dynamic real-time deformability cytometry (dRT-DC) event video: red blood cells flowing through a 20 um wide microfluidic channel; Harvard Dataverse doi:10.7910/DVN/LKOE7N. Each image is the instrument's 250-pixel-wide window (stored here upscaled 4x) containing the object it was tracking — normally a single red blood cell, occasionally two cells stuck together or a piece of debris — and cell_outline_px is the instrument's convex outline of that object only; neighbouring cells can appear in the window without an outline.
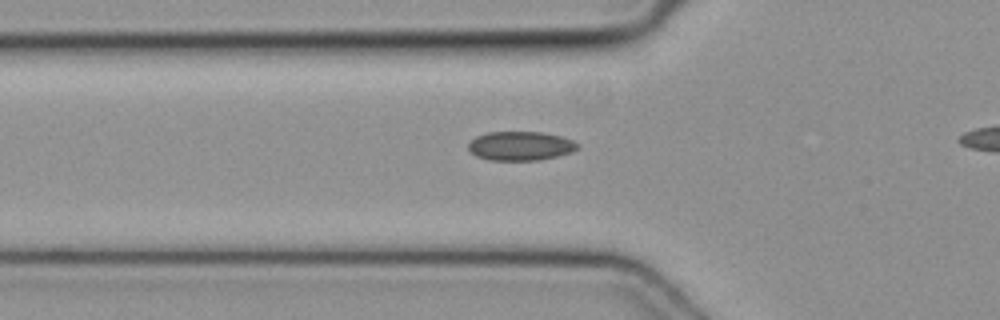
{"species": "common noctule bat (a hibernating species)", "species_latin": "Nyctalus noctula", "temperature_condition": "cold", "stored_images_in_passage": 31, "camera_frame_rate_fps": 3000, "um_per_image_px": 0.085, "animal": {"sex": "female", "body_mass_g": 19.3, "forearm_length_mm": 54.1}, "frame": {"image": 1, "passage_image": 6, "time_ms": 1.667, "image_size_px": [1000, 320], "cell_outline_px": [[580, 144], [572, 152], [540, 160], [492, 160], [476, 156], [468, 148], [468, 144], [476, 136], [488, 132], [544, 132], [560, 136], [572, 140]], "centroid_in_image_um": [44.24, 12.4], "position_along_channel_um": 81.6, "area_um2": 18.38}}
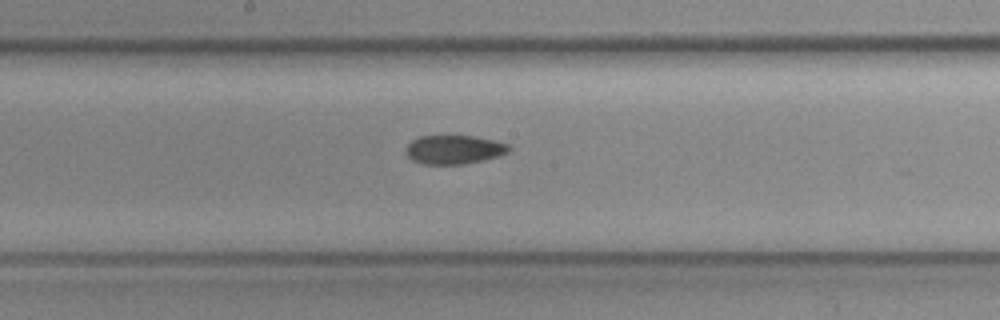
{"frame": {"image": 2, "passage_image": 15, "time_ms": 4.667, "image_size_px": [1000, 320], "cell_outline_px": [[512, 148], [508, 152], [484, 160], [464, 164], [420, 164], [412, 160], [408, 156], [408, 144], [412, 140], [420, 136], [472, 136], [492, 140], [508, 144]], "centroid_in_image_um": [38.6, 12.72], "position_along_channel_um": 209.6, "area_um2": 17.11}}
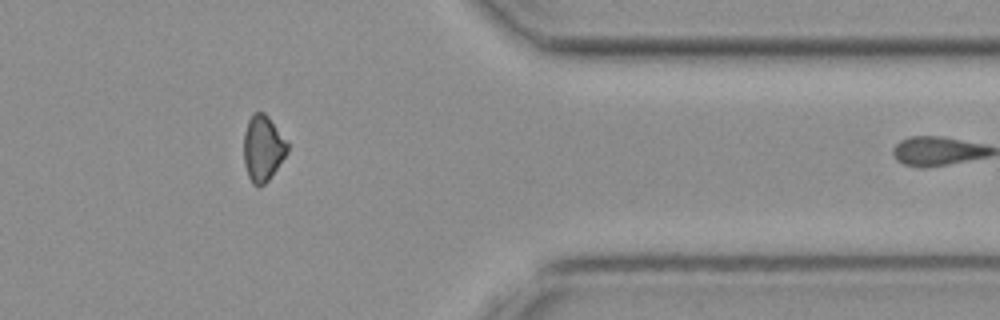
{"frame": {"image": 3, "passage_image": 29, "time_ms": 9.333, "image_size_px": [1000, 320], "cell_outline_px": [[288, 152], [268, 180], [264, 184], [252, 184], [248, 176], [244, 164], [244, 132], [248, 120], [252, 112], [264, 112], [268, 116], [288, 144]], "centroid_in_image_um": [22.32, 12.58], "position_along_channel_um": 389.1, "area_um2": 16.53}}